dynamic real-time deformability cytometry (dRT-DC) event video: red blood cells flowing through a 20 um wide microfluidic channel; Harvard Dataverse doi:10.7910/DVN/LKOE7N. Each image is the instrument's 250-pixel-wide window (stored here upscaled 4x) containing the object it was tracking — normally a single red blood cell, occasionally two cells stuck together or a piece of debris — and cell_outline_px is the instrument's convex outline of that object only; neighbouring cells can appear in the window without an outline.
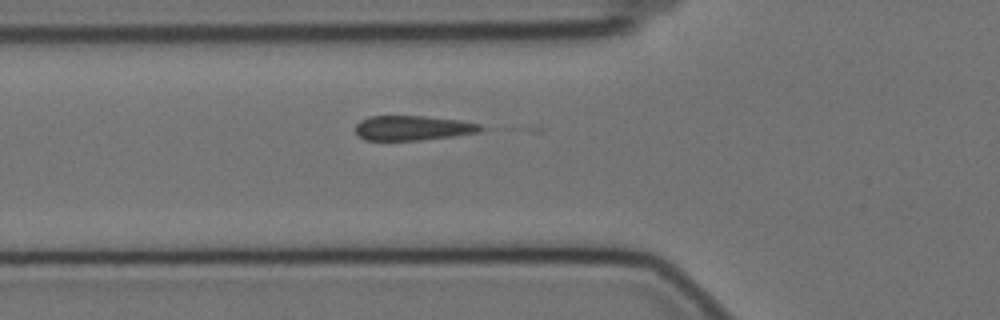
{"species": "Egyptian fruit bat (a non-hibernating species)", "species_latin": "Rousettus aegyptiacus", "temperature_condition": "cold", "stored_images_in_passage": 40, "camera_frame_rate_fps": 3000, "um_per_image_px": 0.085, "animal": {"sex": "female"}, "frame": {"image": 1, "passage_image": 2, "time_ms": 0.333, "image_size_px": [1000, 320], "cell_outline_px": [[488, 128], [480, 132], [452, 136], [420, 140], [364, 140], [356, 132], [356, 124], [360, 120], [368, 116], [424, 116], [460, 120], [480, 124]], "centroid_in_image_um": [35.12, 10.87], "position_along_channel_um": 90.7, "area_um2": 18.15}}
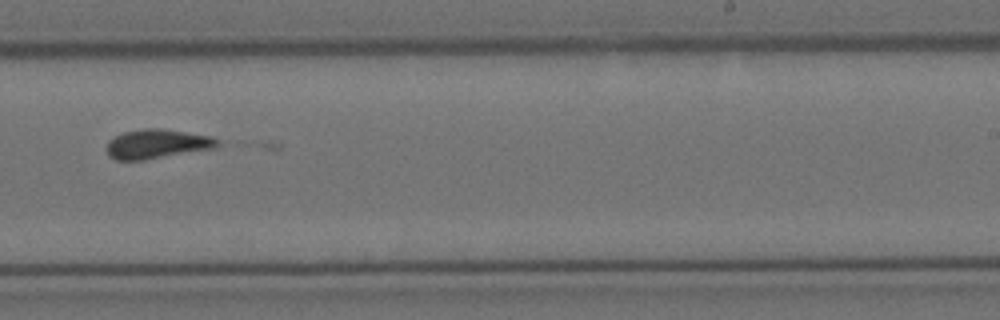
{"frame": {"image": 2, "passage_image": 18, "time_ms": 5.667, "image_size_px": [1000, 320], "cell_outline_px": [[220, 144], [212, 148], [144, 160], [116, 160], [108, 156], [108, 140], [124, 132], [144, 128], [160, 128], [212, 136], [220, 140]], "centroid_in_image_um": [13.34, 12.23], "position_along_channel_um": 275.7, "area_um2": 18.73}}
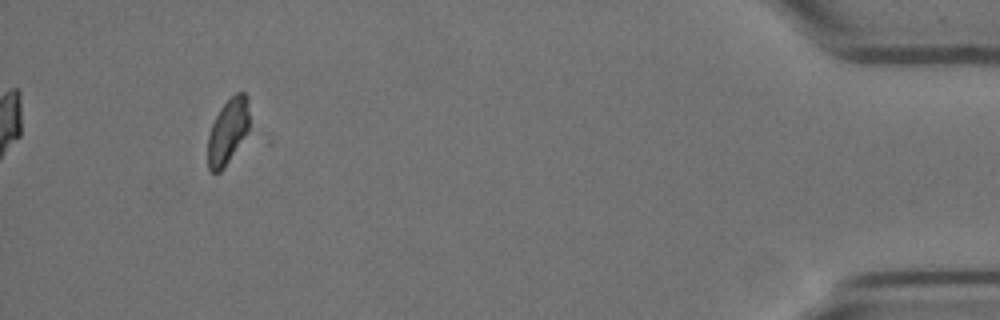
{"frame": {"image": 3, "passage_image": 36, "time_ms": 11.667, "image_size_px": [1000, 320], "cell_outline_px": [[248, 132], [220, 172], [212, 172], [208, 168], [208, 136], [212, 124], [220, 108], [236, 92], [244, 92], [248, 96]], "centroid_in_image_um": [19.36, 11.14], "position_along_channel_um": 415.8, "area_um2": 15.55}}